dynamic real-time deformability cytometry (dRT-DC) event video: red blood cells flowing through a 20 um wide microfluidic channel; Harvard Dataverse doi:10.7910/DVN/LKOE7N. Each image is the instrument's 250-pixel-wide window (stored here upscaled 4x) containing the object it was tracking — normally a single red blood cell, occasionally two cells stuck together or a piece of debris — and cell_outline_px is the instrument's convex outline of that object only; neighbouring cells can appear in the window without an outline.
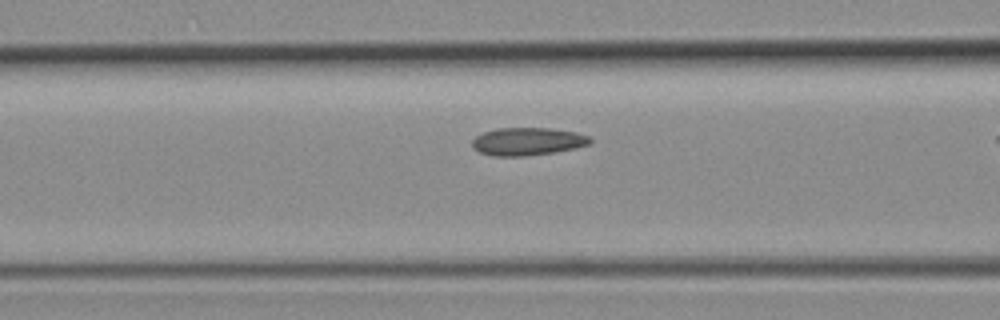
{"species": "common noctule bat (a hibernating species)", "species_latin": "Nyctalus noctula", "temperature_condition": "room temperature", "stored_images_in_passage": 22, "camera_frame_rate_fps": 3000, "um_per_image_px": 0.085, "animal": {"sex": "female", "body_mass_g": 19.3, "forearm_length_mm": 54.1}, "frame": {"image": 1, "passage_image": 5, "time_ms": 1.333, "image_size_px": [1000, 320], "cell_outline_px": [[592, 144], [552, 152], [524, 156], [492, 156], [480, 152], [472, 148], [472, 140], [476, 136], [484, 132], [496, 128], [552, 128], [576, 132], [588, 136], [592, 140]], "centroid_in_image_um": [44.82, 12.02], "position_along_channel_um": 121.8, "area_um2": 19.07}}
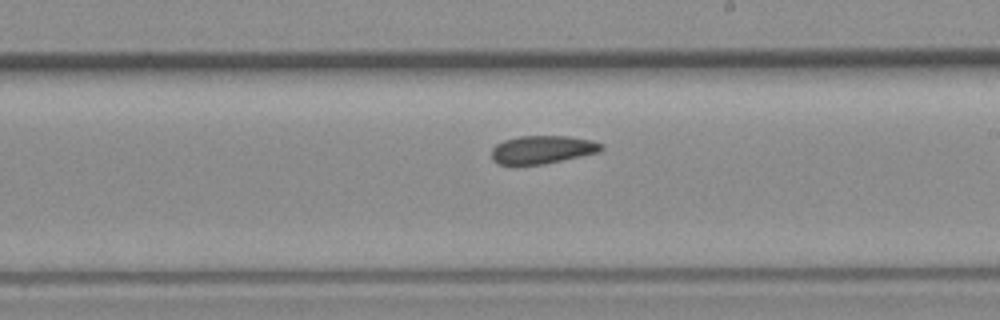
{"frame": {"image": 2, "passage_image": 13, "time_ms": 4.0, "image_size_px": [1000, 320], "cell_outline_px": [[604, 148], [596, 152], [580, 156], [540, 164], [500, 164], [492, 160], [492, 148], [496, 144], [504, 140], [520, 136], [568, 136], [592, 140], [604, 144]], "centroid_in_image_um": [46.09, 12.7], "position_along_channel_um": 242.9, "area_um2": 17.69}}
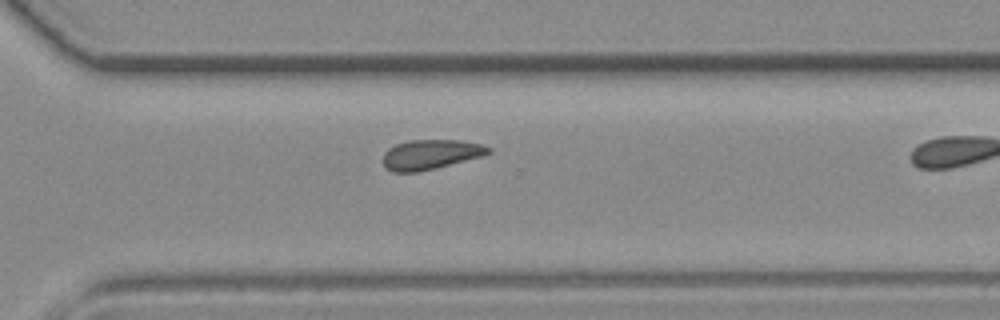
{"frame": {"image": 3, "passage_image": 19, "time_ms": 6.0, "image_size_px": [1000, 320], "cell_outline_px": [[492, 152], [484, 156], [420, 172], [392, 172], [384, 168], [384, 152], [388, 148], [396, 144], [408, 140], [460, 140], [484, 144], [492, 148]], "centroid_in_image_um": [36.63, 13.13], "position_along_channel_um": 334.0, "area_um2": 18.61}}